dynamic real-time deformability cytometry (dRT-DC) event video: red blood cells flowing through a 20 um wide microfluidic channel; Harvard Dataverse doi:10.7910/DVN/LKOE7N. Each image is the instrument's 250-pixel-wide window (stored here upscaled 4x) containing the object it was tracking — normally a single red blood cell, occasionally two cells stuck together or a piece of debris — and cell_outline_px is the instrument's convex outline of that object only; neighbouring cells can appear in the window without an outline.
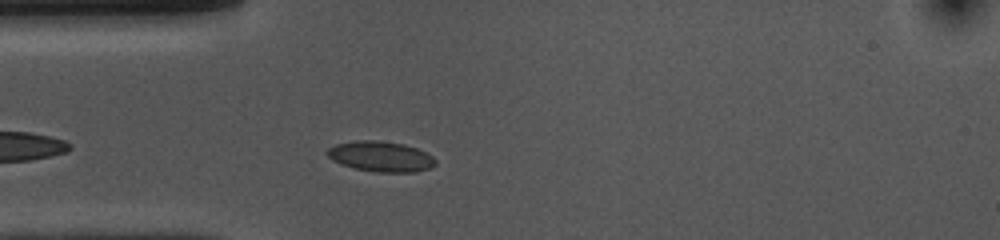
{"species": "common noctule bat (a hibernating species)", "species_latin": "Nyctalus noctula", "temperature_condition": "cold", "stored_images_in_passage": 33, "camera_frame_rate_fps": 3000, "um_per_image_px": 0.085, "animal": {"sex": "female", "body_mass_g": 10.0, "forearm_length_mm": 53.1}, "frame": {"image": 1, "passage_image": 4, "time_ms": 1.0, "image_size_px": [1000, 240], "cell_outline_px": [[436, 164], [428, 168], [416, 172], [376, 172], [352, 168], [340, 164], [332, 160], [324, 152], [328, 148], [336, 144], [356, 140], [376, 140], [404, 144], [416, 148], [432, 156], [436, 160]], "centroid_in_image_um": [32.32, 13.3], "position_along_channel_um": 52.7, "area_um2": 19.25}}
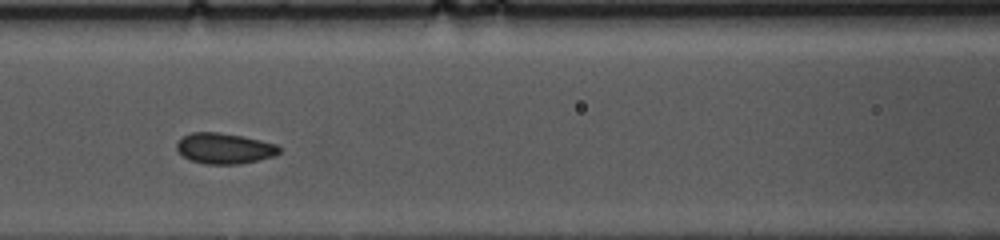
{"frame": {"image": 2, "passage_image": 12, "time_ms": 3.667, "image_size_px": [1000, 240], "cell_outline_px": [[280, 152], [276, 156], [240, 164], [204, 164], [192, 160], [184, 156], [176, 148], [176, 144], [184, 136], [192, 132], [216, 132], [240, 136], [260, 140], [276, 144], [280, 148]], "centroid_in_image_um": [19.1, 12.62], "position_along_channel_um": 147.5, "area_um2": 18.15}}
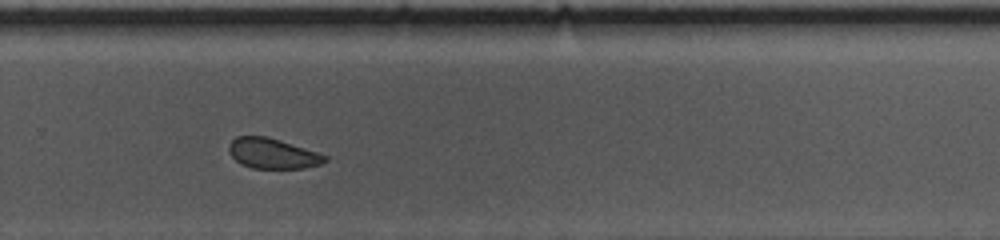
{"frame": {"image": 3, "passage_image": 25, "time_ms": 8.0, "image_size_px": [1000, 240], "cell_outline_px": [[328, 160], [320, 164], [304, 168], [252, 168], [240, 164], [228, 152], [228, 144], [236, 136], [268, 136], [328, 156]], "centroid_in_image_um": [23.14, 13.04], "position_along_channel_um": 306.7, "area_um2": 16.94}, "authors_computed_cell_mechanics": {"area_um2": 18.1492, "velocity_mm_per_s": 3.6871, "shape_relaxation_time_tau1_ms": 1.8767, "shape_relaxation_time_tau2_ms": 3.166, "deformation_change_tau1": 0.0455, "deformation_change_tau2": 0.0531}}